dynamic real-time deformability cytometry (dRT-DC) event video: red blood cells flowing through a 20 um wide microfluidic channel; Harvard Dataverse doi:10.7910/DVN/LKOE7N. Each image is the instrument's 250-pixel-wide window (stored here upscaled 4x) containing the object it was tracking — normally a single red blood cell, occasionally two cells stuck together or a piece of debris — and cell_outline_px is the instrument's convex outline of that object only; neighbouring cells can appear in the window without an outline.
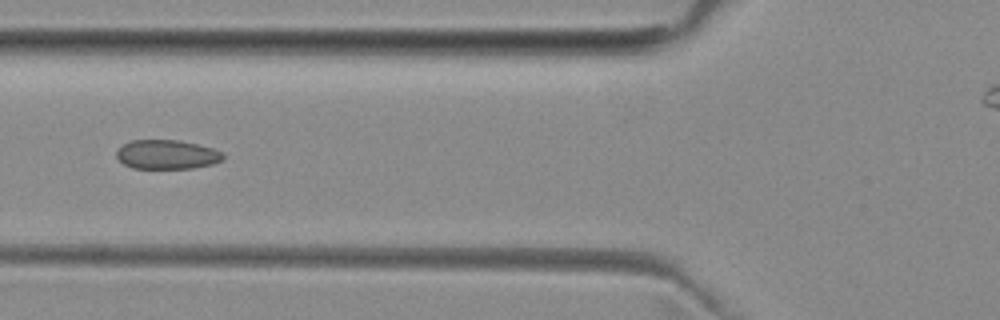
{"species": "common noctule bat (a hibernating species)", "species_latin": "Nyctalus noctula", "temperature_condition": "room temperature", "stored_images_in_passage": 2, "camera_frame_rate_fps": 3000, "um_per_image_px": 0.085, "animal": {"sex": "female", "body_mass_g": 29.2, "forearm_length_mm": 56.3}, "frame": {"image": 1, "passage_image": 2, "time_ms": 1.0, "image_size_px": [1000, 320], "cell_outline_px": [[224, 156], [220, 160], [212, 164], [192, 168], [132, 168], [124, 164], [116, 156], [116, 152], [124, 144], [132, 140], [180, 140], [212, 148], [224, 152]], "centroid_in_image_um": [14.19, 13.13], "position_along_channel_um": 111.6, "area_um2": 17.98}}